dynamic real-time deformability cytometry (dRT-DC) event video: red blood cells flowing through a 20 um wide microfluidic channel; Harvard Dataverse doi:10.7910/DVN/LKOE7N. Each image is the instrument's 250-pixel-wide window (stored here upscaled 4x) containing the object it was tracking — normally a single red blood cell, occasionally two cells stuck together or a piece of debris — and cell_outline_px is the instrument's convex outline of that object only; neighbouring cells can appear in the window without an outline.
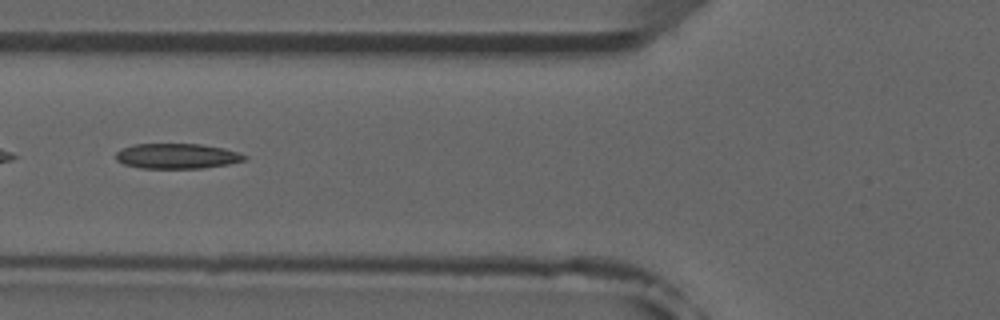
{"species": "common noctule bat (a hibernating species)", "species_latin": "Nyctalus noctula", "temperature_condition": "room temperature", "stored_images_in_passage": 5, "camera_frame_rate_fps": 3000, "um_per_image_px": 0.085, "animal": {"sex": "male", "forearm_length_mm": 52.5}, "frame": {"image": 1, "passage_image": 2, "time_ms": 1.333, "image_size_px": [1000, 320], "cell_outline_px": [[248, 156], [244, 160], [228, 164], [204, 168], [140, 168], [124, 164], [116, 160], [116, 152], [120, 148], [136, 144], [200, 144], [224, 148], [240, 152]], "centroid_in_image_um": [15.05, 13.26], "position_along_channel_um": 110.8, "area_um2": 18.96}}
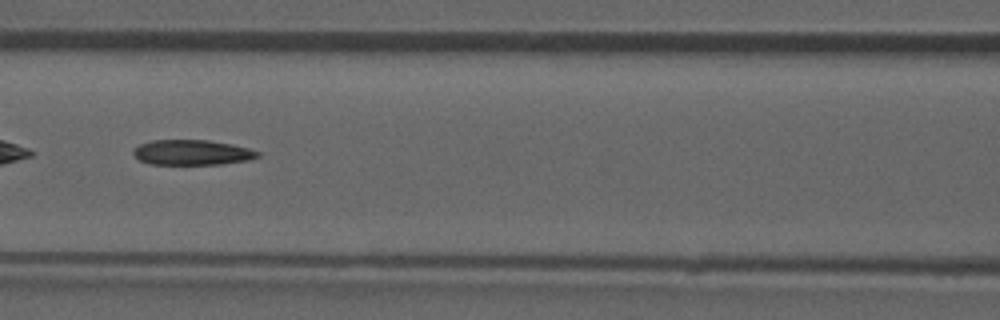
{"frame": {"image": 2, "passage_image": 3, "time_ms": 2.333, "image_size_px": [1000, 320], "cell_outline_px": [[260, 156], [248, 160], [220, 164], [148, 164], [140, 160], [132, 152], [140, 144], [152, 140], [208, 140], [232, 144], [248, 148], [260, 152]], "centroid_in_image_um": [16.34, 12.96], "position_along_channel_um": 150.3, "area_um2": 18.15}}